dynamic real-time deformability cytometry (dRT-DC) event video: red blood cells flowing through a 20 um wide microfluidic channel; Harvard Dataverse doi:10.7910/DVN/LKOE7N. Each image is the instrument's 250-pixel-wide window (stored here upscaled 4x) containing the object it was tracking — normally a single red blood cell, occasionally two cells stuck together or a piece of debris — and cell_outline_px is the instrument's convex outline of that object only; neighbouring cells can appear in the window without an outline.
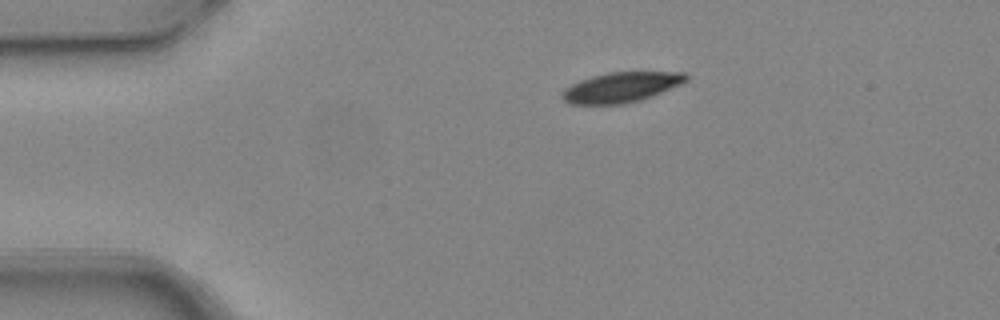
{"species": "common noctule bat (a hibernating species)", "species_latin": "Nyctalus noctula", "temperature_condition": "warm", "stored_images_in_passage": 3, "camera_frame_rate_fps": 3000, "um_per_image_px": 0.085, "animal": {"sex": "female", "body_mass_g": 24.6, "forearm_length_mm": 56.2}, "frame": {"image": 1, "passage_image": 1, "time_ms": 0.0, "image_size_px": [1000, 320], "cell_outline_px": [[688, 80], [680, 84], [652, 96], [640, 100], [624, 104], [572, 104], [564, 100], [560, 96], [564, 88], [580, 80], [592, 76], [608, 72], [684, 72], [688, 76]], "centroid_in_image_um": [52.78, 7.41], "position_along_channel_um": 32.2, "area_um2": 21.68}}
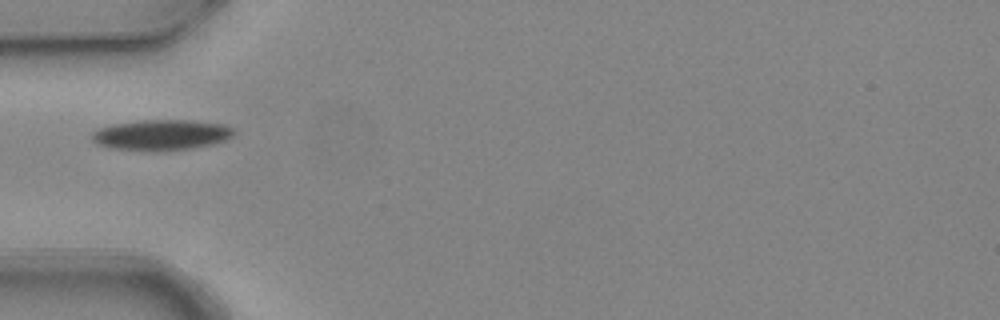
{"frame": {"image": 2, "passage_image": 3, "time_ms": 0.667, "image_size_px": [1000, 320], "cell_outline_px": [[236, 132], [232, 136], [224, 140], [212, 144], [188, 148], [160, 152], [148, 152], [108, 148], [96, 144], [92, 140], [92, 132], [100, 128], [112, 124], [140, 120], [192, 120], [224, 124], [232, 128]], "centroid_in_image_um": [13.67, 11.48], "position_along_channel_um": 71.3, "area_um2": 25.66}}